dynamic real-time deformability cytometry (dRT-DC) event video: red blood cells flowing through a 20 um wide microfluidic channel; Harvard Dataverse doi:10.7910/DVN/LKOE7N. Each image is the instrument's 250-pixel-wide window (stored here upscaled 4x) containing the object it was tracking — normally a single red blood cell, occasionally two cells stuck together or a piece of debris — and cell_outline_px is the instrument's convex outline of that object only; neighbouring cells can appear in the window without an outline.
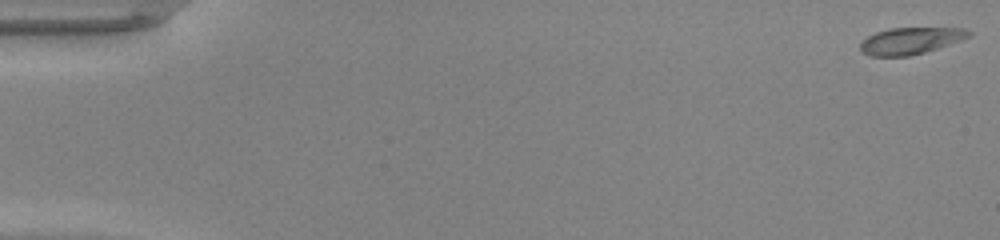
{"species": "common noctule bat (a hibernating species)", "species_latin": "Nyctalus noctula", "temperature_condition": "warm", "stored_images_in_passage": 49, "camera_frame_rate_fps": 3000, "um_per_image_px": 0.085, "animal": {"sex": "male", "body_mass_g": 20.0, "forearm_length_mm": 53.3}, "frame": {"image": 1, "passage_image": 1, "time_ms": 0.0, "image_size_px": [1000, 240], "cell_outline_px": [[972, 36], [924, 52], [908, 56], [872, 56], [864, 52], [860, 48], [860, 44], [868, 36], [876, 32], [888, 28], [964, 28], [972, 32]], "centroid_in_image_um": [77.41, 3.45], "position_along_channel_um": 7.6, "area_um2": 16.65}}
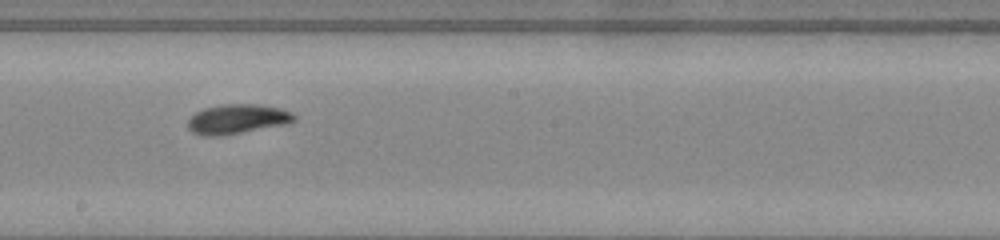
{"frame": {"image": 2, "passage_image": 28, "time_ms": 9.0, "image_size_px": [1000, 240], "cell_outline_px": [[296, 120], [288, 124], [220, 136], [204, 136], [192, 132], [188, 128], [188, 120], [196, 112], [204, 108], [224, 104], [256, 104], [280, 108], [292, 112], [296, 116]], "centroid_in_image_um": [20.19, 10.12], "position_along_channel_um": 228.0, "area_um2": 18.38}}
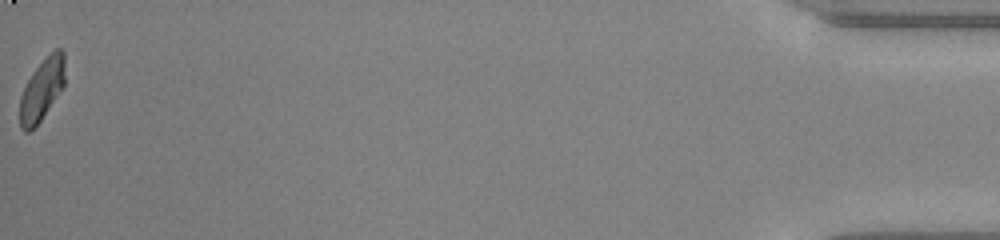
{"frame": {"image": 3, "passage_image": 49, "time_ms": 16.0, "image_size_px": [1000, 240], "cell_outline_px": [[64, 84], [40, 120], [28, 132], [24, 132], [20, 128], [20, 96], [32, 72], [56, 48], [60, 48], [64, 52]], "centroid_in_image_um": [3.54, 7.61], "position_along_channel_um": 431.7, "area_um2": 15.66}, "authors_computed_cell_mechanics": {"area_um2": 17.4556, "velocity_mm_per_s": 4.2786, "shape_relaxation_time_tau1_ms": 3.1707, "shape_relaxation_time_tau2_ms": 8.018, "deformation_change_tau1": 0.1565, "deformation_change_tau2": 0.1457}}